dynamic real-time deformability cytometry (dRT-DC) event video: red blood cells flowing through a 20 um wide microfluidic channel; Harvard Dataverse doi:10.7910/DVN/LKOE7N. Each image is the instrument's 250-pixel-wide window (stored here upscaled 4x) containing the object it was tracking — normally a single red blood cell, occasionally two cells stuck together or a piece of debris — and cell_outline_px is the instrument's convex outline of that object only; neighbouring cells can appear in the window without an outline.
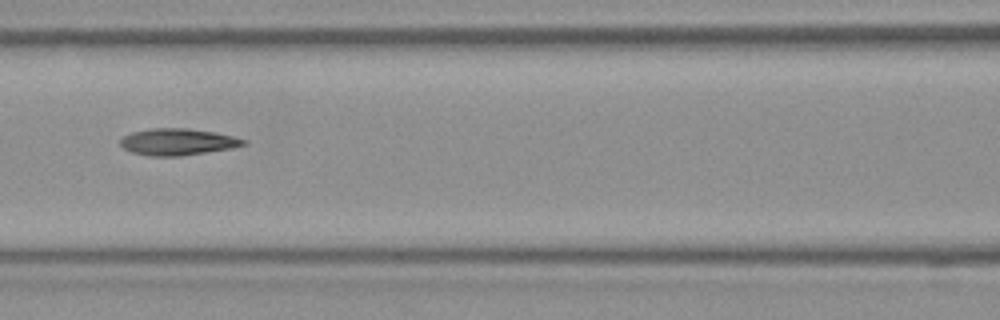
{"species": "Egyptian fruit bat (a non-hibernating species)", "species_latin": "Rousettus aegyptiacus", "temperature_condition": "room temperature", "stored_images_in_passage": 6, "camera_frame_rate_fps": 3000, "um_per_image_px": 0.085, "frame": {"image": 1, "passage_image": 6, "time_ms": 1.667, "image_size_px": [1000, 320], "cell_outline_px": [[248, 144], [232, 148], [180, 156], [148, 156], [132, 152], [124, 148], [120, 144], [120, 140], [124, 136], [132, 132], [152, 128], [188, 128], [216, 132], [248, 140]], "centroid_in_image_um": [15.13, 12.05], "position_along_channel_um": 151.5, "area_um2": 19.19}}